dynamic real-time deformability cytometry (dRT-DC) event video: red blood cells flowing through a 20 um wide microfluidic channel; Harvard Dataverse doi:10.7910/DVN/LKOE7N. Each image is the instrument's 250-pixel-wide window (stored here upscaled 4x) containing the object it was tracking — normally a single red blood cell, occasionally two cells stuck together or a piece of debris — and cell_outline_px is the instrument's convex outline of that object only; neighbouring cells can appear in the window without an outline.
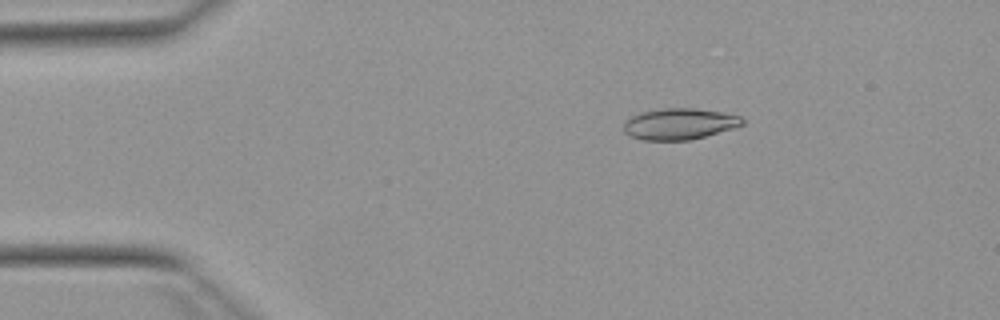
{"species": "Egyptian fruit bat (a non-hibernating species)", "species_latin": "Rousettus aegyptiacus", "temperature_condition": "warm", "stored_images_in_passage": 52, "camera_frame_rate_fps": 3000, "um_per_image_px": 0.085, "animal": {"sex": "female"}, "frame": {"image": 1, "passage_image": 9, "time_ms": 2.667, "image_size_px": [1000, 320], "cell_outline_px": [[744, 124], [732, 128], [704, 136], [688, 140], [644, 140], [632, 136], [624, 132], [624, 120], [640, 112], [664, 108], [696, 108], [720, 112], [740, 116], [744, 120]], "centroid_in_image_um": [57.72, 10.52], "position_along_channel_um": 27.3, "area_um2": 21.39}}
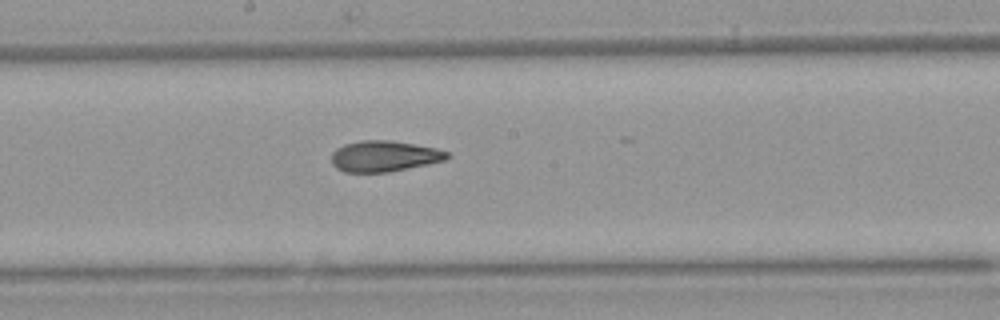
{"frame": {"image": 2, "passage_image": 28, "time_ms": 9.0, "image_size_px": [1000, 320], "cell_outline_px": [[452, 156], [444, 160], [428, 164], [388, 172], [344, 172], [336, 168], [332, 164], [332, 152], [336, 148], [344, 144], [360, 140], [392, 140], [436, 148], [448, 152]], "centroid_in_image_um": [32.64, 13.27], "position_along_channel_um": 215.6, "area_um2": 20.92}}
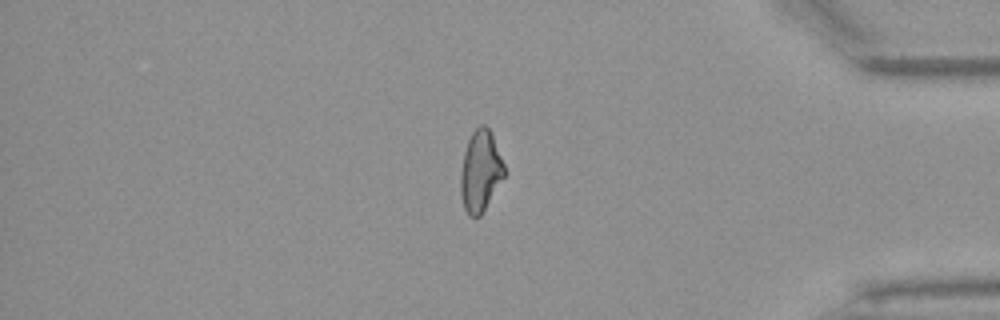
{"frame": {"image": 3, "passage_image": 44, "time_ms": 14.333, "image_size_px": [1000, 320], "cell_outline_px": [[504, 176], [480, 216], [476, 220], [468, 216], [464, 208], [460, 192], [460, 172], [464, 152], [468, 140], [472, 132], [480, 124], [484, 124], [488, 128], [492, 136], [504, 164]], "centroid_in_image_um": [40.8, 14.58], "position_along_channel_um": 394.4, "area_um2": 20.52}, "authors_computed_cell_mechanics": {"area_um2": 21.2993, "velocity_mm_per_s": 3.9266, "shape_relaxation_time_tau1_ms": null, "shape_relaxation_time_tau2_ms": 2.7824, "deformation_change_tau1": null, "deformation_change_tau2": 0.1003}}